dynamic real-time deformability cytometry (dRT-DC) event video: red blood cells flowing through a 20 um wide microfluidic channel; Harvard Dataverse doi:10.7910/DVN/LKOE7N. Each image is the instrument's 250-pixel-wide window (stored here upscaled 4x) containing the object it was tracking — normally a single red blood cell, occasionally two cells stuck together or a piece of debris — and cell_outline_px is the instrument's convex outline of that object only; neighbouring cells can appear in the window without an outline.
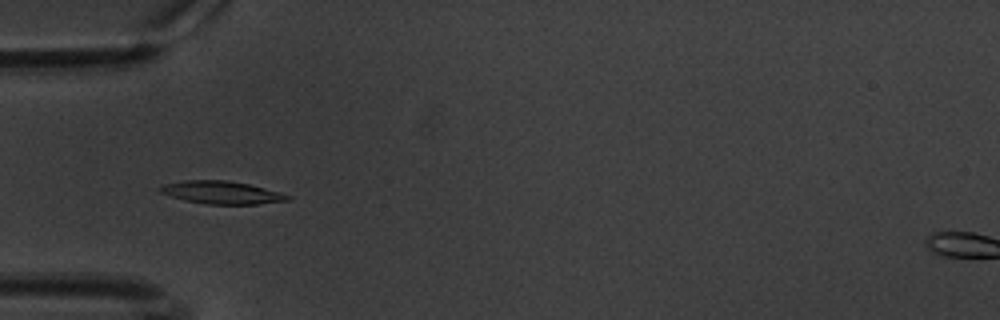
{"species": "common noctule bat (a hibernating species)", "species_latin": "Nyctalus noctula", "temperature_condition": "warm", "stored_images_in_passage": 60, "camera_frame_rate_fps": 3000, "um_per_image_px": 0.085, "animal": {"sex": "male", "body_mass_g": 20.1, "forearm_length_mm": 53.5}, "frame": {"image": 1, "passage_image": 19, "time_ms": 6.0, "image_size_px": [1000, 320], "cell_outline_px": [[292, 200], [256, 204], [208, 204], [184, 200], [160, 192], [156, 188], [164, 184], [184, 180], [224, 180], [248, 184], [264, 188], [292, 196]], "centroid_in_image_um": [18.83, 16.36], "position_along_channel_um": 66.2, "area_um2": 16.82}}
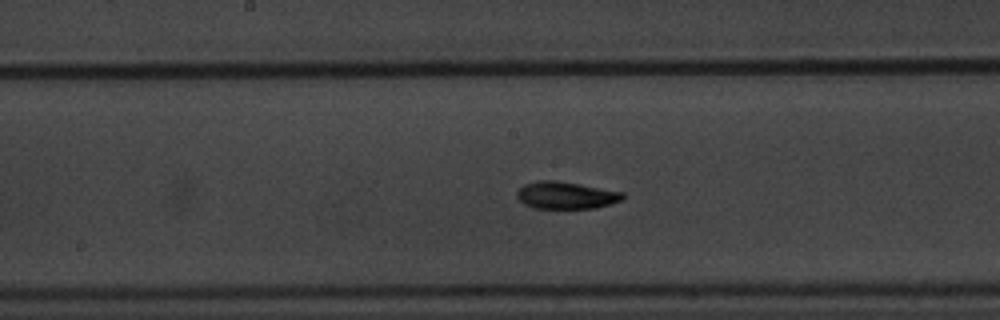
{"frame": {"image": 2, "passage_image": 31, "time_ms": 10.0, "image_size_px": [1000, 320], "cell_outline_px": [[624, 200], [596, 208], [532, 208], [524, 204], [516, 196], [516, 192], [524, 184], [540, 180], [556, 180], [580, 184], [624, 192]], "centroid_in_image_um": [48.12, 16.6], "position_along_channel_um": 200.1, "area_um2": 16.88}}
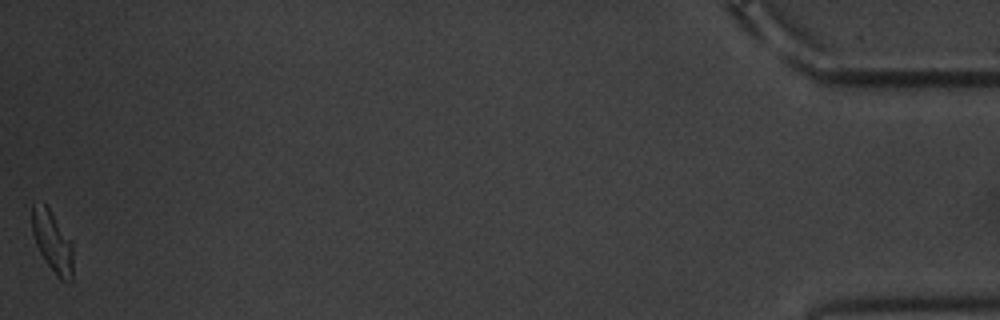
{"frame": {"image": 3, "passage_image": 60, "time_ms": 19.667, "image_size_px": [1000, 320], "cell_outline_px": [[72, 280], [60, 280], [56, 276], [44, 260], [36, 244], [32, 232], [32, 204], [44, 204], [52, 212], [72, 240]], "centroid_in_image_um": [4.46, 20.55], "position_along_channel_um": 430.7, "area_um2": 14.62}, "authors_computed_cell_mechanics": {"area_um2": 16.0684, "velocity_mm_per_s": 3.354, "shape_relaxation_time_tau1_ms": 3.6537, "shape_relaxation_time_tau2_ms": 4.7793, "deformation_change_tau1": 0.1212, "deformation_change_tau2": 0.0932}}